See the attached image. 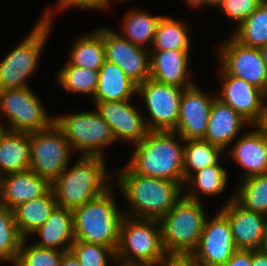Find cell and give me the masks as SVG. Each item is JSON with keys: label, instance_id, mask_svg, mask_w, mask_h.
Here are the masks:
<instances>
[{"label": "cell", "instance_id": "obj_1", "mask_svg": "<svg viewBox=\"0 0 267 266\" xmlns=\"http://www.w3.org/2000/svg\"><path fill=\"white\" fill-rule=\"evenodd\" d=\"M113 178L128 203L125 215L134 218L160 220L183 195L178 182L137 174L127 164Z\"/></svg>", "mask_w": 267, "mask_h": 266}, {"label": "cell", "instance_id": "obj_2", "mask_svg": "<svg viewBox=\"0 0 267 266\" xmlns=\"http://www.w3.org/2000/svg\"><path fill=\"white\" fill-rule=\"evenodd\" d=\"M184 143L175 131H148L134 144L127 165L137 174L178 182L183 187Z\"/></svg>", "mask_w": 267, "mask_h": 266}, {"label": "cell", "instance_id": "obj_3", "mask_svg": "<svg viewBox=\"0 0 267 266\" xmlns=\"http://www.w3.org/2000/svg\"><path fill=\"white\" fill-rule=\"evenodd\" d=\"M69 166L51 184L57 204L61 207L74 211L113 185L111 174L106 170L105 158L80 155L73 166Z\"/></svg>", "mask_w": 267, "mask_h": 266}, {"label": "cell", "instance_id": "obj_4", "mask_svg": "<svg viewBox=\"0 0 267 266\" xmlns=\"http://www.w3.org/2000/svg\"><path fill=\"white\" fill-rule=\"evenodd\" d=\"M113 187L73 211L75 240L108 246L116 252L126 212L118 209Z\"/></svg>", "mask_w": 267, "mask_h": 266}, {"label": "cell", "instance_id": "obj_5", "mask_svg": "<svg viewBox=\"0 0 267 266\" xmlns=\"http://www.w3.org/2000/svg\"><path fill=\"white\" fill-rule=\"evenodd\" d=\"M202 203L182 195L159 220L165 252L193 253L196 250L208 217Z\"/></svg>", "mask_w": 267, "mask_h": 266}, {"label": "cell", "instance_id": "obj_6", "mask_svg": "<svg viewBox=\"0 0 267 266\" xmlns=\"http://www.w3.org/2000/svg\"><path fill=\"white\" fill-rule=\"evenodd\" d=\"M159 220L124 215L116 249L122 265H157L165 255Z\"/></svg>", "mask_w": 267, "mask_h": 266}, {"label": "cell", "instance_id": "obj_7", "mask_svg": "<svg viewBox=\"0 0 267 266\" xmlns=\"http://www.w3.org/2000/svg\"><path fill=\"white\" fill-rule=\"evenodd\" d=\"M52 22L40 17L27 37L0 61V90L29 87L28 79L38 67Z\"/></svg>", "mask_w": 267, "mask_h": 266}, {"label": "cell", "instance_id": "obj_8", "mask_svg": "<svg viewBox=\"0 0 267 266\" xmlns=\"http://www.w3.org/2000/svg\"><path fill=\"white\" fill-rule=\"evenodd\" d=\"M55 125L68 140L71 149L82 156L104 157V149L116 140L110 125L95 110L67 113L54 117Z\"/></svg>", "mask_w": 267, "mask_h": 266}, {"label": "cell", "instance_id": "obj_9", "mask_svg": "<svg viewBox=\"0 0 267 266\" xmlns=\"http://www.w3.org/2000/svg\"><path fill=\"white\" fill-rule=\"evenodd\" d=\"M40 101L30 87L0 90V124L9 131L25 133L50 127L55 116L48 115Z\"/></svg>", "mask_w": 267, "mask_h": 266}, {"label": "cell", "instance_id": "obj_10", "mask_svg": "<svg viewBox=\"0 0 267 266\" xmlns=\"http://www.w3.org/2000/svg\"><path fill=\"white\" fill-rule=\"evenodd\" d=\"M30 169L52 184L70 164L73 150L62 131L50 127L30 133Z\"/></svg>", "mask_w": 267, "mask_h": 266}, {"label": "cell", "instance_id": "obj_11", "mask_svg": "<svg viewBox=\"0 0 267 266\" xmlns=\"http://www.w3.org/2000/svg\"><path fill=\"white\" fill-rule=\"evenodd\" d=\"M184 89L159 83L152 78L137 85V96L144 100L148 131H174L177 126L181 95Z\"/></svg>", "mask_w": 267, "mask_h": 266}, {"label": "cell", "instance_id": "obj_12", "mask_svg": "<svg viewBox=\"0 0 267 266\" xmlns=\"http://www.w3.org/2000/svg\"><path fill=\"white\" fill-rule=\"evenodd\" d=\"M218 47L220 67L229 75L243 79L253 86L267 91V66L257 48L247 47L231 35Z\"/></svg>", "mask_w": 267, "mask_h": 266}, {"label": "cell", "instance_id": "obj_13", "mask_svg": "<svg viewBox=\"0 0 267 266\" xmlns=\"http://www.w3.org/2000/svg\"><path fill=\"white\" fill-rule=\"evenodd\" d=\"M105 60L118 65L137 85L150 78V51L122 37L113 28L102 27Z\"/></svg>", "mask_w": 267, "mask_h": 266}, {"label": "cell", "instance_id": "obj_14", "mask_svg": "<svg viewBox=\"0 0 267 266\" xmlns=\"http://www.w3.org/2000/svg\"><path fill=\"white\" fill-rule=\"evenodd\" d=\"M236 250L229 220L217 211L216 216L206 219L193 254L199 266H223Z\"/></svg>", "mask_w": 267, "mask_h": 266}, {"label": "cell", "instance_id": "obj_15", "mask_svg": "<svg viewBox=\"0 0 267 266\" xmlns=\"http://www.w3.org/2000/svg\"><path fill=\"white\" fill-rule=\"evenodd\" d=\"M218 99L232 107L250 125H257L265 108V93L243 79L227 74L220 67Z\"/></svg>", "mask_w": 267, "mask_h": 266}, {"label": "cell", "instance_id": "obj_16", "mask_svg": "<svg viewBox=\"0 0 267 266\" xmlns=\"http://www.w3.org/2000/svg\"><path fill=\"white\" fill-rule=\"evenodd\" d=\"M216 95L204 92L193 83L184 88L179 107L177 126L174 130L185 141L204 139L212 102Z\"/></svg>", "mask_w": 267, "mask_h": 266}, {"label": "cell", "instance_id": "obj_17", "mask_svg": "<svg viewBox=\"0 0 267 266\" xmlns=\"http://www.w3.org/2000/svg\"><path fill=\"white\" fill-rule=\"evenodd\" d=\"M132 100L105 101L95 104L96 111L110 125L112 134L117 141L121 139L134 144L141 141L148 133L144 115Z\"/></svg>", "mask_w": 267, "mask_h": 266}, {"label": "cell", "instance_id": "obj_18", "mask_svg": "<svg viewBox=\"0 0 267 266\" xmlns=\"http://www.w3.org/2000/svg\"><path fill=\"white\" fill-rule=\"evenodd\" d=\"M229 220L237 249H260L264 243L267 216L247 210L230 196L220 210Z\"/></svg>", "mask_w": 267, "mask_h": 266}, {"label": "cell", "instance_id": "obj_19", "mask_svg": "<svg viewBox=\"0 0 267 266\" xmlns=\"http://www.w3.org/2000/svg\"><path fill=\"white\" fill-rule=\"evenodd\" d=\"M150 78L167 85L186 88L194 82L190 76L191 50H149Z\"/></svg>", "mask_w": 267, "mask_h": 266}, {"label": "cell", "instance_id": "obj_20", "mask_svg": "<svg viewBox=\"0 0 267 266\" xmlns=\"http://www.w3.org/2000/svg\"><path fill=\"white\" fill-rule=\"evenodd\" d=\"M249 127L256 129L241 134V137L231 144L233 147L226 150L237 165L245 170L240 180L267 173V138L257 125Z\"/></svg>", "mask_w": 267, "mask_h": 266}, {"label": "cell", "instance_id": "obj_21", "mask_svg": "<svg viewBox=\"0 0 267 266\" xmlns=\"http://www.w3.org/2000/svg\"><path fill=\"white\" fill-rule=\"evenodd\" d=\"M246 125L250 126L232 107L215 97L204 139L226 152Z\"/></svg>", "mask_w": 267, "mask_h": 266}, {"label": "cell", "instance_id": "obj_22", "mask_svg": "<svg viewBox=\"0 0 267 266\" xmlns=\"http://www.w3.org/2000/svg\"><path fill=\"white\" fill-rule=\"evenodd\" d=\"M50 188L51 184L31 169L9 173L2 178L1 203L12 210L44 195Z\"/></svg>", "mask_w": 267, "mask_h": 266}, {"label": "cell", "instance_id": "obj_23", "mask_svg": "<svg viewBox=\"0 0 267 266\" xmlns=\"http://www.w3.org/2000/svg\"><path fill=\"white\" fill-rule=\"evenodd\" d=\"M32 235L41 237L33 243L39 247L69 251L75 241L73 211L57 205Z\"/></svg>", "mask_w": 267, "mask_h": 266}, {"label": "cell", "instance_id": "obj_24", "mask_svg": "<svg viewBox=\"0 0 267 266\" xmlns=\"http://www.w3.org/2000/svg\"><path fill=\"white\" fill-rule=\"evenodd\" d=\"M98 72V86L92 99L94 104L132 100L137 95V84L115 63L105 61Z\"/></svg>", "mask_w": 267, "mask_h": 266}, {"label": "cell", "instance_id": "obj_25", "mask_svg": "<svg viewBox=\"0 0 267 266\" xmlns=\"http://www.w3.org/2000/svg\"><path fill=\"white\" fill-rule=\"evenodd\" d=\"M57 205L54 192L50 188L44 195L14 207L13 217L21 237L28 239L47 221Z\"/></svg>", "mask_w": 267, "mask_h": 266}, {"label": "cell", "instance_id": "obj_26", "mask_svg": "<svg viewBox=\"0 0 267 266\" xmlns=\"http://www.w3.org/2000/svg\"><path fill=\"white\" fill-rule=\"evenodd\" d=\"M30 164V133L8 130L0 142V174L24 171Z\"/></svg>", "mask_w": 267, "mask_h": 266}, {"label": "cell", "instance_id": "obj_27", "mask_svg": "<svg viewBox=\"0 0 267 266\" xmlns=\"http://www.w3.org/2000/svg\"><path fill=\"white\" fill-rule=\"evenodd\" d=\"M228 173L220 164L207 166L204 169L191 174L184 182L183 195L197 201H202L200 197L219 196L227 187ZM189 184V185H188ZM189 189L186 188L188 186ZM185 188L188 190H185ZM202 195V196H200Z\"/></svg>", "mask_w": 267, "mask_h": 266}, {"label": "cell", "instance_id": "obj_28", "mask_svg": "<svg viewBox=\"0 0 267 266\" xmlns=\"http://www.w3.org/2000/svg\"><path fill=\"white\" fill-rule=\"evenodd\" d=\"M73 44L69 52L68 63L80 68L99 71L106 61L102 27H98L89 34H82Z\"/></svg>", "mask_w": 267, "mask_h": 266}, {"label": "cell", "instance_id": "obj_29", "mask_svg": "<svg viewBox=\"0 0 267 266\" xmlns=\"http://www.w3.org/2000/svg\"><path fill=\"white\" fill-rule=\"evenodd\" d=\"M161 17L146 10L130 9L122 19L120 26L122 33L119 34L131 43L149 50L150 47L147 45H152Z\"/></svg>", "mask_w": 267, "mask_h": 266}, {"label": "cell", "instance_id": "obj_30", "mask_svg": "<svg viewBox=\"0 0 267 266\" xmlns=\"http://www.w3.org/2000/svg\"><path fill=\"white\" fill-rule=\"evenodd\" d=\"M189 25L184 21L162 16L149 50H191Z\"/></svg>", "mask_w": 267, "mask_h": 266}, {"label": "cell", "instance_id": "obj_31", "mask_svg": "<svg viewBox=\"0 0 267 266\" xmlns=\"http://www.w3.org/2000/svg\"><path fill=\"white\" fill-rule=\"evenodd\" d=\"M224 151L205 139H191L184 143V182L193 173L207 166L216 165Z\"/></svg>", "mask_w": 267, "mask_h": 266}, {"label": "cell", "instance_id": "obj_32", "mask_svg": "<svg viewBox=\"0 0 267 266\" xmlns=\"http://www.w3.org/2000/svg\"><path fill=\"white\" fill-rule=\"evenodd\" d=\"M232 33L244 46L260 49L267 45V4L262 1Z\"/></svg>", "mask_w": 267, "mask_h": 266}, {"label": "cell", "instance_id": "obj_33", "mask_svg": "<svg viewBox=\"0 0 267 266\" xmlns=\"http://www.w3.org/2000/svg\"><path fill=\"white\" fill-rule=\"evenodd\" d=\"M239 181L234 199L245 209L267 216V173Z\"/></svg>", "mask_w": 267, "mask_h": 266}, {"label": "cell", "instance_id": "obj_34", "mask_svg": "<svg viewBox=\"0 0 267 266\" xmlns=\"http://www.w3.org/2000/svg\"><path fill=\"white\" fill-rule=\"evenodd\" d=\"M57 81L66 92L81 93L93 99L97 86L99 72L64 64L58 71Z\"/></svg>", "mask_w": 267, "mask_h": 266}, {"label": "cell", "instance_id": "obj_35", "mask_svg": "<svg viewBox=\"0 0 267 266\" xmlns=\"http://www.w3.org/2000/svg\"><path fill=\"white\" fill-rule=\"evenodd\" d=\"M23 238L18 232L13 212L0 204V262L15 263Z\"/></svg>", "mask_w": 267, "mask_h": 266}, {"label": "cell", "instance_id": "obj_36", "mask_svg": "<svg viewBox=\"0 0 267 266\" xmlns=\"http://www.w3.org/2000/svg\"><path fill=\"white\" fill-rule=\"evenodd\" d=\"M23 239L14 266H60L62 256L66 251L39 247L27 244Z\"/></svg>", "mask_w": 267, "mask_h": 266}, {"label": "cell", "instance_id": "obj_37", "mask_svg": "<svg viewBox=\"0 0 267 266\" xmlns=\"http://www.w3.org/2000/svg\"><path fill=\"white\" fill-rule=\"evenodd\" d=\"M81 266H108L111 259L116 263V252L108 246L75 240L69 250Z\"/></svg>", "mask_w": 267, "mask_h": 266}, {"label": "cell", "instance_id": "obj_38", "mask_svg": "<svg viewBox=\"0 0 267 266\" xmlns=\"http://www.w3.org/2000/svg\"><path fill=\"white\" fill-rule=\"evenodd\" d=\"M262 2V0H225L218 9L238 27Z\"/></svg>", "mask_w": 267, "mask_h": 266}, {"label": "cell", "instance_id": "obj_39", "mask_svg": "<svg viewBox=\"0 0 267 266\" xmlns=\"http://www.w3.org/2000/svg\"><path fill=\"white\" fill-rule=\"evenodd\" d=\"M116 2L118 0H58L56 1V7H49L48 9L46 8L44 14L42 15L41 18L47 19V20H52L54 21V13L61 11L64 12L65 10L75 7L79 9H89L95 10V11H104L108 8H110V5H112V2ZM55 9V10H54ZM53 10L55 12H53Z\"/></svg>", "mask_w": 267, "mask_h": 266}, {"label": "cell", "instance_id": "obj_40", "mask_svg": "<svg viewBox=\"0 0 267 266\" xmlns=\"http://www.w3.org/2000/svg\"><path fill=\"white\" fill-rule=\"evenodd\" d=\"M157 266H199V263L193 253L166 252Z\"/></svg>", "mask_w": 267, "mask_h": 266}, {"label": "cell", "instance_id": "obj_41", "mask_svg": "<svg viewBox=\"0 0 267 266\" xmlns=\"http://www.w3.org/2000/svg\"><path fill=\"white\" fill-rule=\"evenodd\" d=\"M223 266H252V250L237 249Z\"/></svg>", "mask_w": 267, "mask_h": 266}, {"label": "cell", "instance_id": "obj_42", "mask_svg": "<svg viewBox=\"0 0 267 266\" xmlns=\"http://www.w3.org/2000/svg\"><path fill=\"white\" fill-rule=\"evenodd\" d=\"M252 266H267V253L262 249H252Z\"/></svg>", "mask_w": 267, "mask_h": 266}, {"label": "cell", "instance_id": "obj_43", "mask_svg": "<svg viewBox=\"0 0 267 266\" xmlns=\"http://www.w3.org/2000/svg\"><path fill=\"white\" fill-rule=\"evenodd\" d=\"M60 266H81L77 258L70 252L64 253L61 259Z\"/></svg>", "mask_w": 267, "mask_h": 266}, {"label": "cell", "instance_id": "obj_44", "mask_svg": "<svg viewBox=\"0 0 267 266\" xmlns=\"http://www.w3.org/2000/svg\"><path fill=\"white\" fill-rule=\"evenodd\" d=\"M257 126L262 130L264 136L267 138V108H264V112L262 114L261 120L257 124Z\"/></svg>", "mask_w": 267, "mask_h": 266}, {"label": "cell", "instance_id": "obj_45", "mask_svg": "<svg viewBox=\"0 0 267 266\" xmlns=\"http://www.w3.org/2000/svg\"><path fill=\"white\" fill-rule=\"evenodd\" d=\"M186 4H189V6L193 8H201L202 6L205 5V0H185Z\"/></svg>", "mask_w": 267, "mask_h": 266}, {"label": "cell", "instance_id": "obj_46", "mask_svg": "<svg viewBox=\"0 0 267 266\" xmlns=\"http://www.w3.org/2000/svg\"><path fill=\"white\" fill-rule=\"evenodd\" d=\"M225 0H205V6L207 5L208 7L216 6L217 8L219 5H221Z\"/></svg>", "mask_w": 267, "mask_h": 266}, {"label": "cell", "instance_id": "obj_47", "mask_svg": "<svg viewBox=\"0 0 267 266\" xmlns=\"http://www.w3.org/2000/svg\"><path fill=\"white\" fill-rule=\"evenodd\" d=\"M265 65L267 66V45L259 49Z\"/></svg>", "mask_w": 267, "mask_h": 266}, {"label": "cell", "instance_id": "obj_48", "mask_svg": "<svg viewBox=\"0 0 267 266\" xmlns=\"http://www.w3.org/2000/svg\"><path fill=\"white\" fill-rule=\"evenodd\" d=\"M7 131H8V129H7L4 125L0 124V142H1L2 138H3V135H4Z\"/></svg>", "mask_w": 267, "mask_h": 266}, {"label": "cell", "instance_id": "obj_49", "mask_svg": "<svg viewBox=\"0 0 267 266\" xmlns=\"http://www.w3.org/2000/svg\"><path fill=\"white\" fill-rule=\"evenodd\" d=\"M262 249L267 253V226H266V231L264 235V243L262 245Z\"/></svg>", "mask_w": 267, "mask_h": 266}, {"label": "cell", "instance_id": "obj_50", "mask_svg": "<svg viewBox=\"0 0 267 266\" xmlns=\"http://www.w3.org/2000/svg\"><path fill=\"white\" fill-rule=\"evenodd\" d=\"M2 178L3 176L0 174V204H1V198H2Z\"/></svg>", "mask_w": 267, "mask_h": 266}, {"label": "cell", "instance_id": "obj_51", "mask_svg": "<svg viewBox=\"0 0 267 266\" xmlns=\"http://www.w3.org/2000/svg\"><path fill=\"white\" fill-rule=\"evenodd\" d=\"M119 266H157V265H122L118 264Z\"/></svg>", "mask_w": 267, "mask_h": 266}, {"label": "cell", "instance_id": "obj_52", "mask_svg": "<svg viewBox=\"0 0 267 266\" xmlns=\"http://www.w3.org/2000/svg\"><path fill=\"white\" fill-rule=\"evenodd\" d=\"M265 107L267 108V91L265 93Z\"/></svg>", "mask_w": 267, "mask_h": 266}]
</instances>
